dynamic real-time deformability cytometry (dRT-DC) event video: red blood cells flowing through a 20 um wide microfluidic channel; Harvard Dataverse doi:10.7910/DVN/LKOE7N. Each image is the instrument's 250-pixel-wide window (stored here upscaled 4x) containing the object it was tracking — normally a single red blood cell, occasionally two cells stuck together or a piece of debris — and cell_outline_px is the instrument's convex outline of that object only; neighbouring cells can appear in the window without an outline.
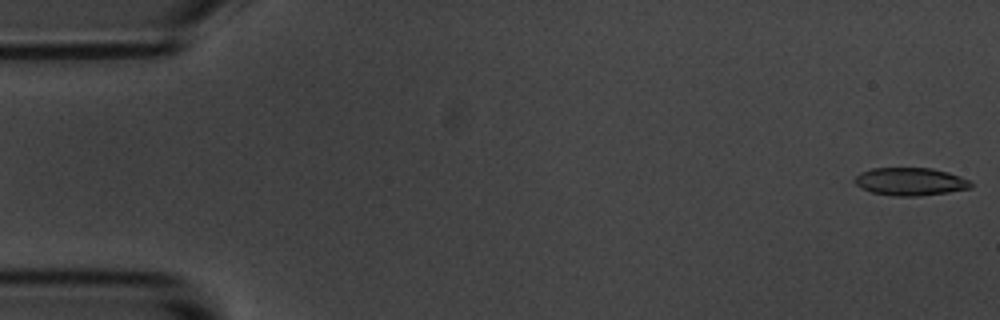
{"species": "common noctule bat (a hibernating species)", "species_latin": "Nyctalus noctula", "temperature_condition": "room temperature", "stored_images_in_passage": 54, "camera_frame_rate_fps": 3000, "um_per_image_px": 0.085, "animal": {"sex": "male", "body_mass_g": 20.1, "forearm_length_mm": 53.5}, "frame": {"image": 1, "passage_image": 1, "time_ms": 0.0, "image_size_px": [1000, 320], "cell_outline_px": [[972, 188], [948, 192], [920, 196], [896, 196], [872, 192], [860, 188], [852, 180], [860, 172], [872, 168], [932, 168], [948, 172], [960, 176], [968, 180], [972, 184]], "centroid_in_image_um": [77.36, 15.43], "position_along_channel_um": 7.6, "area_um2": 18.9}}
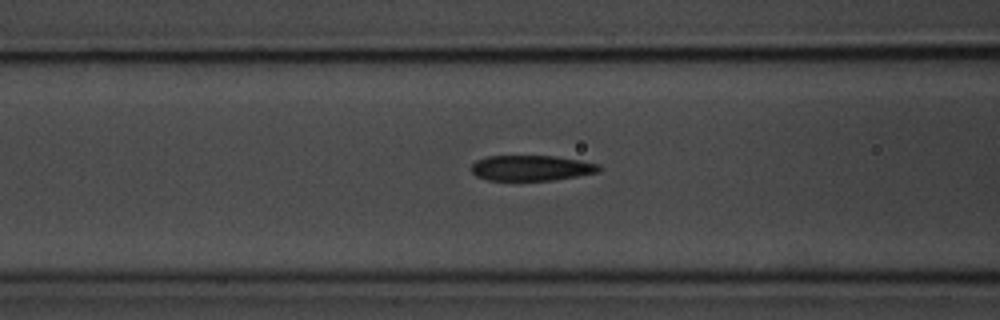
{"frame": {"image": 2, "passage_image": 21, "time_ms": 6.667, "image_size_px": [1000, 320], "cell_outline_px": [[600, 172], [552, 180], [488, 180], [476, 176], [472, 172], [472, 164], [476, 160], [488, 156], [556, 156], [580, 160], [600, 164]], "centroid_in_image_um": [45.17, 14.27], "position_along_channel_um": 121.4, "area_um2": 18.9}}
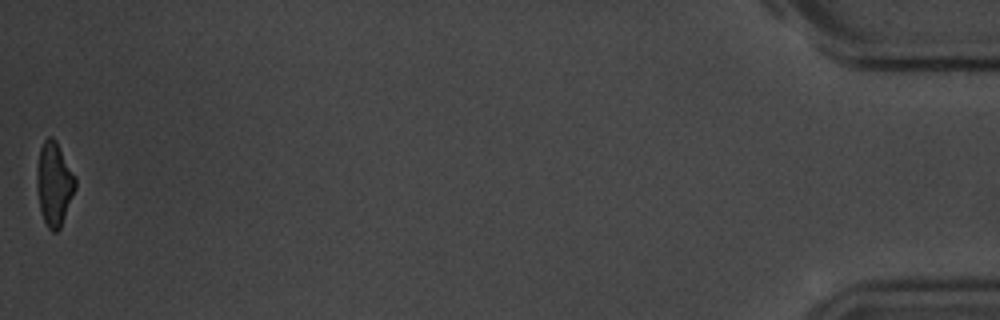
{"frame": {"image": 3, "passage_image": 54, "time_ms": 17.667, "image_size_px": [1000, 320], "cell_outline_px": [[76, 188], [60, 228], [56, 232], [52, 232], [48, 228], [44, 220], [40, 208], [36, 188], [36, 168], [40, 148], [44, 140], [48, 136], [52, 136], [56, 140], [76, 176]], "centroid_in_image_um": [4.6, 15.6], "position_along_channel_um": 430.6, "area_um2": 18.96}, "authors_computed_cell_mechanics": {"area_um2": 19.7098, "velocity_mm_per_s": 3.6994, "shape_relaxation_time_tau1_ms": 4.6246, "shape_relaxation_time_tau2_ms": 1.8518, "deformation_change_tau1": 0.1536, "deformation_change_tau2": 0.0966}}